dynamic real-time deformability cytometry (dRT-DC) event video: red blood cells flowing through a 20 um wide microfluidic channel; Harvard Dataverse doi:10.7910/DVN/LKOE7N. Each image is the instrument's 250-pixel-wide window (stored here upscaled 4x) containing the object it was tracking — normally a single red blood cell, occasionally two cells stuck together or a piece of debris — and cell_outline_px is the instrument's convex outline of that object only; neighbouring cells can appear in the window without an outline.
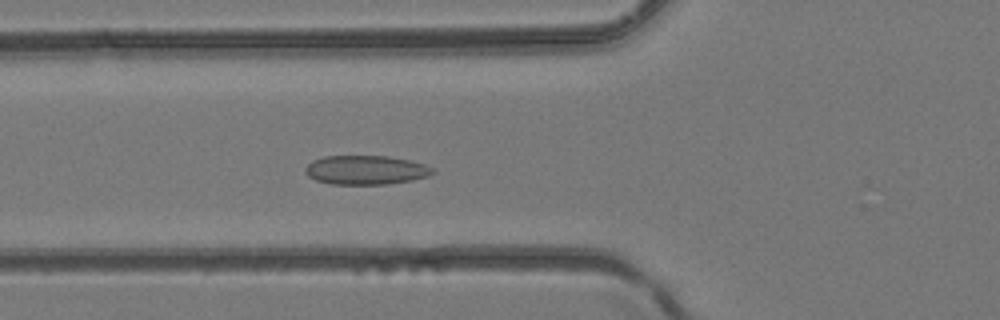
{"species": "common noctule bat (a hibernating species)", "species_latin": "Nyctalus noctula", "temperature_condition": "room temperature", "stored_images_in_passage": 31, "camera_frame_rate_fps": 3000, "um_per_image_px": 0.085, "animal": {"sex": "female", "body_mass_g": 24.6, "forearm_length_mm": 56.2}, "frame": {"image": 1, "passage_image": 7, "time_ms": 2.0, "image_size_px": [1000, 320], "cell_outline_px": [[436, 172], [428, 176], [412, 180], [384, 184], [332, 184], [316, 180], [308, 176], [304, 172], [304, 168], [312, 160], [324, 156], [388, 156], [408, 160], [424, 164], [432, 168]], "centroid_in_image_um": [31.07, 14.44], "position_along_channel_um": 94.7, "area_um2": 21.56}}
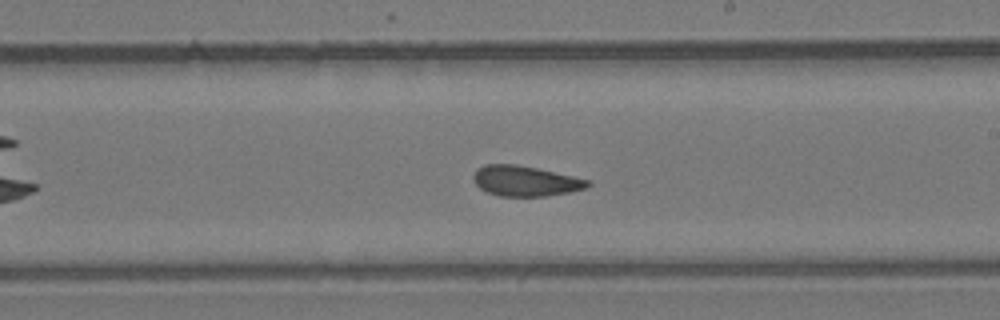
{"frame": {"image": 2, "passage_image": 16, "time_ms": 5.0, "image_size_px": [1000, 320], "cell_outline_px": [[592, 184], [584, 188], [568, 192], [544, 196], [500, 196], [488, 192], [480, 188], [472, 180], [472, 176], [476, 168], [484, 164], [516, 164], [536, 168], [592, 180]], "centroid_in_image_um": [44.62, 15.37], "position_along_channel_um": 244.4, "area_um2": 20.23}}
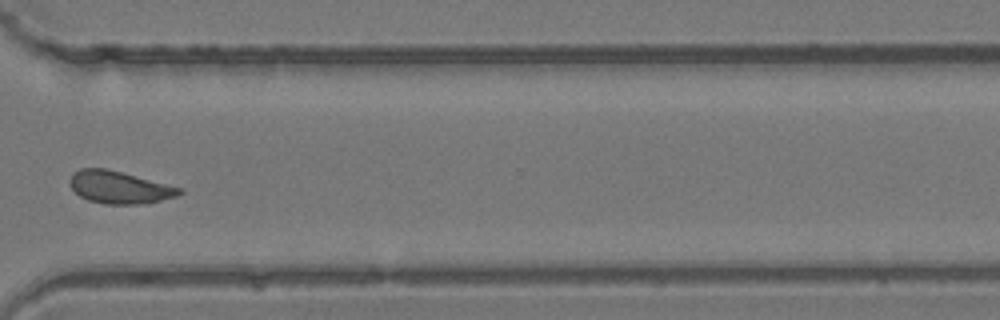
{"frame": {"image": 3, "passage_image": 23, "time_ms": 7.333, "image_size_px": [1000, 320], "cell_outline_px": [[184, 192], [176, 196], [144, 204], [104, 204], [88, 200], [80, 196], [68, 184], [68, 180], [72, 172], [80, 168], [108, 168], [184, 188]], "centroid_in_image_um": [10.14, 15.91], "position_along_channel_um": 360.5, "area_um2": 21.04}}